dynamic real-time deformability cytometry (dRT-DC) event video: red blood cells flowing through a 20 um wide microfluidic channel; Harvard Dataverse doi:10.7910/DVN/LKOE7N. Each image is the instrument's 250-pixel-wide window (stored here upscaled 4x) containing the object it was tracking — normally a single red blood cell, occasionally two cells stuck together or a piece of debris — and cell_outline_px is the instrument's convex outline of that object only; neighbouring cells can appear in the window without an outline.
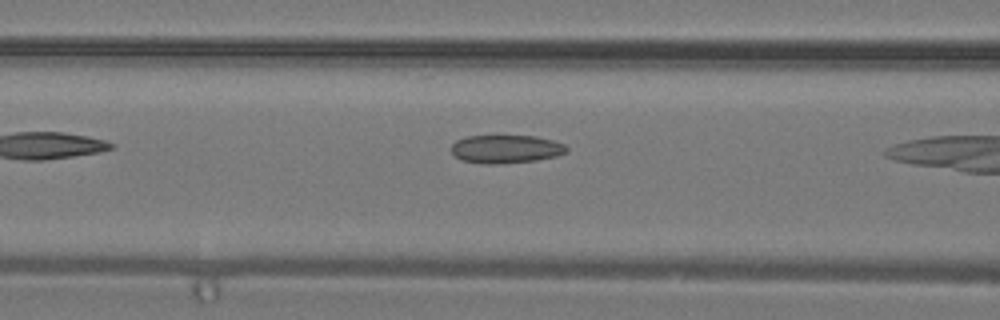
{"species": "common noctule bat (a hibernating species)", "species_latin": "Nyctalus noctula", "temperature_condition": "warm", "stored_images_in_passage": 6, "camera_frame_rate_fps": 3000, "um_per_image_px": 0.085, "animal": {"sex": "male", "body_mass_g": 19.2, "forearm_length_mm": 51.8}, "frame": {"image": 1, "passage_image": 5, "time_ms": 1.333, "image_size_px": [1000, 320], "cell_outline_px": [[568, 152], [556, 156], [536, 160], [504, 164], [484, 164], [460, 160], [452, 156], [452, 144], [456, 140], [468, 136], [536, 136], [552, 140], [564, 144], [568, 148]], "centroid_in_image_um": [42.98, 12.68], "position_along_channel_um": 123.6, "area_um2": 19.19}}